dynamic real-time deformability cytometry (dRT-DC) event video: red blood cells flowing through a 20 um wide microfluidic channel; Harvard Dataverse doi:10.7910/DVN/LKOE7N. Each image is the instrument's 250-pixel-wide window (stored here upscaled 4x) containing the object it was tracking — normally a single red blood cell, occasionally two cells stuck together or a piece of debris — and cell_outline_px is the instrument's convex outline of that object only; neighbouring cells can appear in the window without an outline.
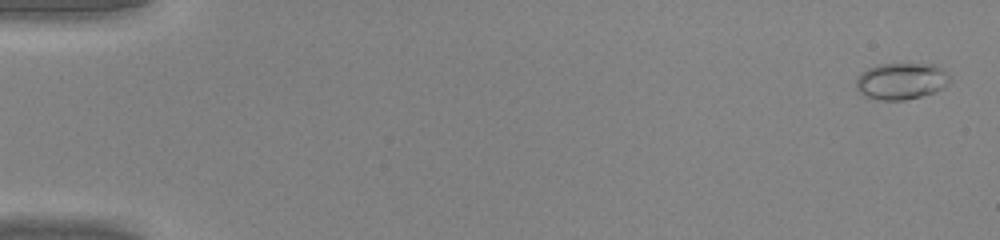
{"species": "common noctule bat (a hibernating species)", "species_latin": "Nyctalus noctula", "temperature_condition": "warm", "stored_images_in_passage": 47, "camera_frame_rate_fps": 3000, "um_per_image_px": 0.085, "animal": {"sex": "male", "body_mass_g": 20.0, "forearm_length_mm": 53.3}, "frame": {"image": 1, "passage_image": 2, "time_ms": 0.333, "image_size_px": [1000, 240], "cell_outline_px": [[952, 80], [944, 88], [920, 96], [904, 100], [876, 100], [864, 96], [856, 88], [856, 80], [860, 72], [868, 68], [880, 64], [940, 64], [948, 72]], "centroid_in_image_um": [76.64, 6.88], "position_along_channel_um": 8.4, "area_um2": 20.35}}
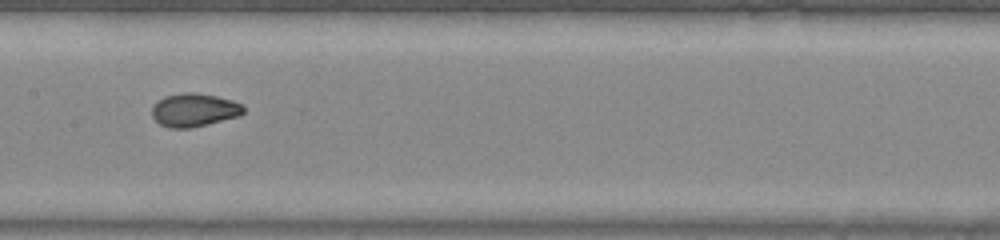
{"frame": {"image": 2, "passage_image": 25, "time_ms": 8.0, "image_size_px": [1000, 240], "cell_outline_px": [[244, 112], [240, 116], [208, 124], [188, 128], [168, 128], [160, 124], [152, 116], [152, 108], [164, 96], [184, 92], [192, 92], [216, 96], [232, 100], [240, 104], [244, 108]], "centroid_in_image_um": [16.51, 9.35], "position_along_channel_um": 190.9, "area_um2": 17.63}}
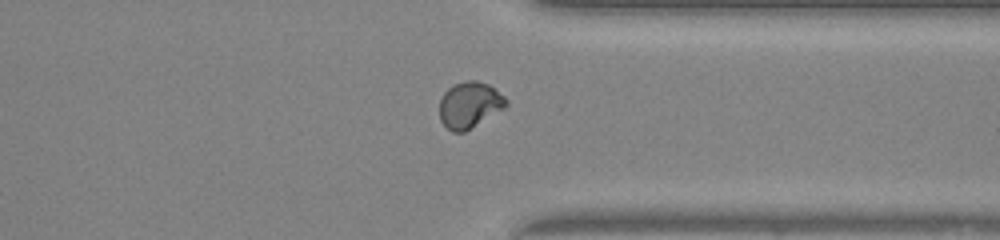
{"frame": {"image": 3, "passage_image": 37, "time_ms": 12.0, "image_size_px": [1000, 240], "cell_outline_px": [[508, 104], [504, 108], [464, 132], [452, 132], [440, 120], [440, 100], [444, 92], [452, 84], [464, 80], [476, 80], [488, 84], [504, 96], [508, 100]], "centroid_in_image_um": [39.9, 8.89], "position_along_channel_um": 371.5, "area_um2": 17.86}}